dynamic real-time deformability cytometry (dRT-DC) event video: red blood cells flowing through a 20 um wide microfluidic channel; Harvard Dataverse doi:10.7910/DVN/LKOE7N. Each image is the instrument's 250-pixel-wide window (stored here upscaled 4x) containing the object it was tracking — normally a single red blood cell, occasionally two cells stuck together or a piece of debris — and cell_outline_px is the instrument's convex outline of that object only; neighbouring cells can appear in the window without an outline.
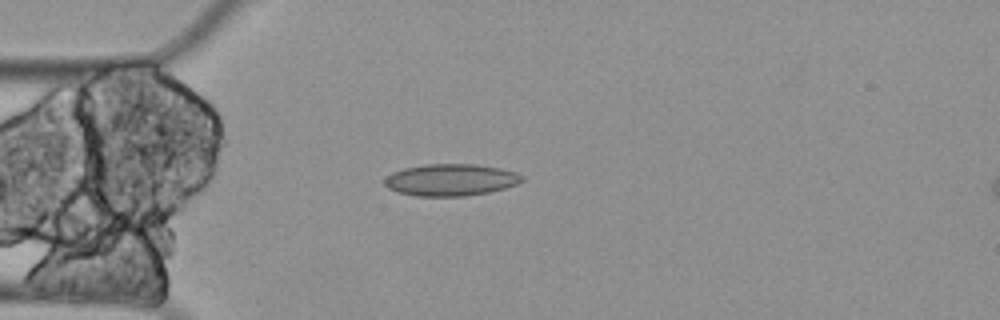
{"species": "Egyptian fruit bat (a non-hibernating species)", "species_latin": "Rousettus aegyptiacus", "temperature_condition": "cold", "stored_images_in_passage": 1, "camera_frame_rate_fps": 3000, "um_per_image_px": 0.085, "animal": {"sex": "female"}, "frame": {"image": 1, "passage_image": 1, "time_ms": 0.0, "image_size_px": [1000, 320], "cell_outline_px": [[524, 180], [516, 184], [504, 188], [488, 192], [464, 196], [416, 196], [396, 192], [388, 188], [384, 184], [384, 180], [392, 172], [404, 168], [424, 164], [476, 164], [500, 168], [516, 172], [524, 176]], "centroid_in_image_um": [38.3, 15.28], "position_along_channel_um": 46.7, "area_um2": 25.61}}